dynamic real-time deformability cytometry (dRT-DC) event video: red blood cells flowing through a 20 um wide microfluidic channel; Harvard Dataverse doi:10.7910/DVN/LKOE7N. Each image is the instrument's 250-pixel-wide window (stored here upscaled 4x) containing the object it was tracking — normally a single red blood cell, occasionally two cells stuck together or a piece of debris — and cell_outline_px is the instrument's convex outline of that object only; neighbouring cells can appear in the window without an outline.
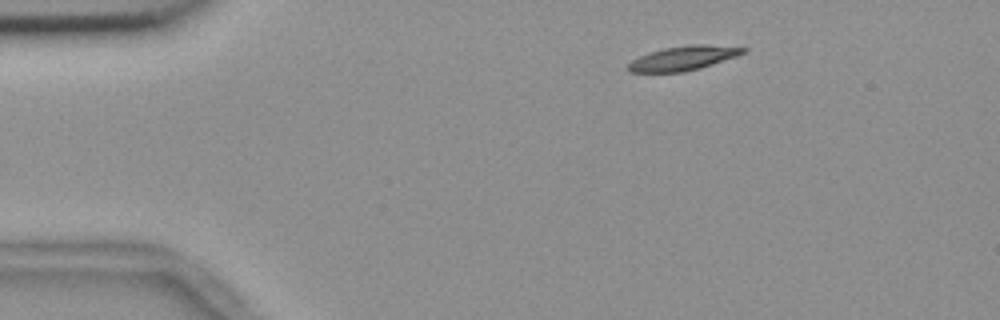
{"species": "common noctule bat (a hibernating species)", "species_latin": "Nyctalus noctula", "temperature_condition": "room temperature", "stored_images_in_passage": 4, "camera_frame_rate_fps": 3000, "um_per_image_px": 0.085, "animal": {"sex": "female", "body_mass_g": 18.4}, "frame": {"image": 1, "passage_image": 2, "time_ms": 0.333, "image_size_px": [1000, 320], "cell_outline_px": [[748, 52], [700, 68], [684, 72], [628, 72], [628, 64], [632, 60], [648, 52], [664, 48], [688, 44], [704, 44], [748, 48]], "centroid_in_image_um": [58.08, 4.93], "position_along_channel_um": 26.9, "area_um2": 16.3}}